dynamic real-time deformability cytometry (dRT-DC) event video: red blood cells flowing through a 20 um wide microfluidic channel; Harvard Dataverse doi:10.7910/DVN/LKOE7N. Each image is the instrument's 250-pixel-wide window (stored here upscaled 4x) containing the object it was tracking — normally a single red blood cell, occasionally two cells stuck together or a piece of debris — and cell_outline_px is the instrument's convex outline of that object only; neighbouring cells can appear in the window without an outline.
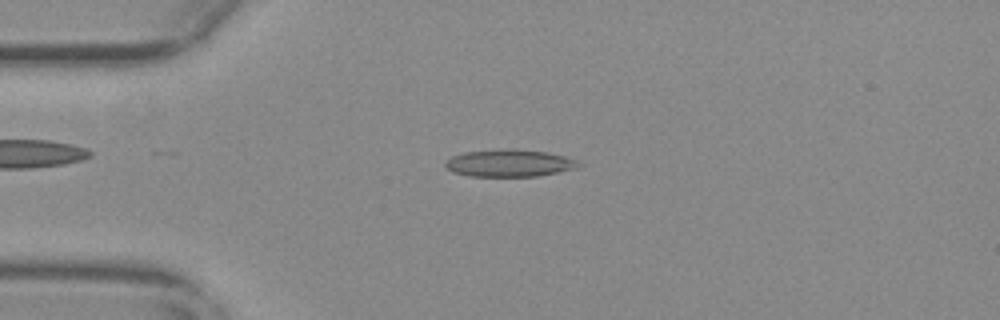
{"species": "common noctule bat (a hibernating species)", "species_latin": "Nyctalus noctula", "temperature_condition": "warm", "stored_images_in_passage": 52, "camera_frame_rate_fps": 3000, "um_per_image_px": 0.085, "animal": {"sex": "female", "body_mass_g": 29.2, "forearm_length_mm": 56.3}, "frame": {"image": 1, "passage_image": 11, "time_ms": 3.333, "image_size_px": [1000, 320], "cell_outline_px": [[584, 164], [580, 168], [536, 176], [468, 176], [452, 172], [444, 164], [444, 160], [452, 156], [464, 152], [508, 148], [512, 148], [544, 152], [564, 156], [576, 160]], "centroid_in_image_um": [43.3, 13.86], "position_along_channel_um": 41.7, "area_um2": 21.33}}
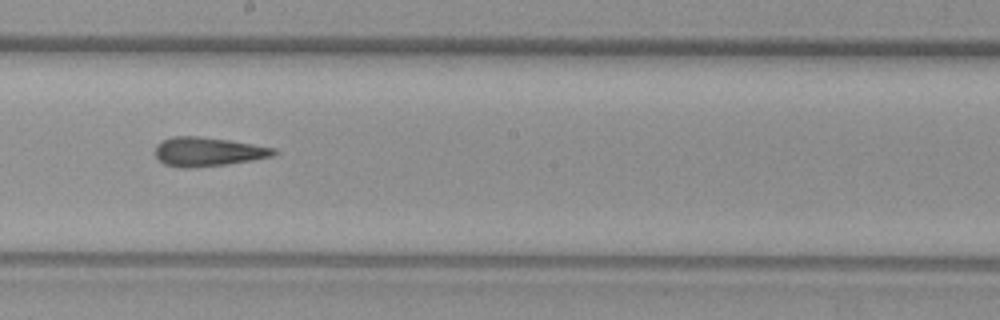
{"frame": {"image": 2, "passage_image": 28, "time_ms": 9.0, "image_size_px": [1000, 320], "cell_outline_px": [[280, 152], [272, 156], [252, 160], [228, 164], [196, 168], [180, 168], [164, 164], [156, 156], [156, 144], [160, 140], [172, 136], [200, 136], [228, 140], [276, 148]], "centroid_in_image_um": [17.66, 12.9], "position_along_channel_um": 230.5, "area_um2": 20.29}}
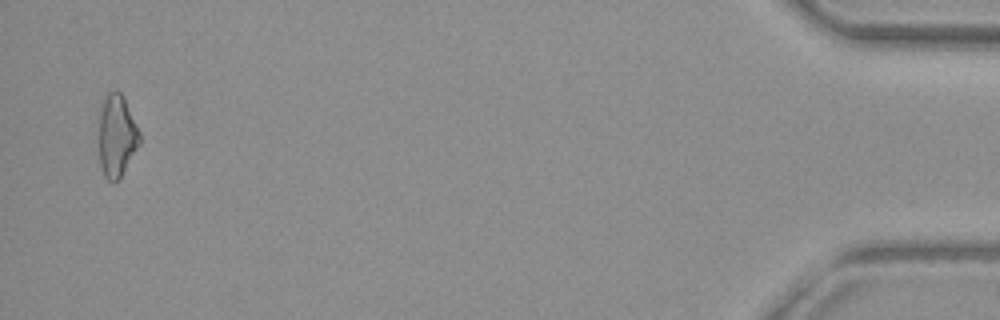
{"frame": {"image": 3, "passage_image": 51, "time_ms": 16.667, "image_size_px": [1000, 320], "cell_outline_px": [[140, 140], [136, 148], [120, 176], [116, 180], [108, 180], [104, 176], [100, 164], [100, 104], [104, 96], [108, 92], [116, 88], [120, 92], [140, 132]], "centroid_in_image_um": [9.89, 11.47], "position_along_channel_um": 425.3, "area_um2": 18.9}, "authors_computed_cell_mechanics": {"area_um2": 19.5364, "velocity_mm_per_s": 3.7553, "shape_relaxation_time_tau1_ms": null, "shape_relaxation_time_tau2_ms": 2.6694, "deformation_change_tau1": null, "deformation_change_tau2": 0.1309}}